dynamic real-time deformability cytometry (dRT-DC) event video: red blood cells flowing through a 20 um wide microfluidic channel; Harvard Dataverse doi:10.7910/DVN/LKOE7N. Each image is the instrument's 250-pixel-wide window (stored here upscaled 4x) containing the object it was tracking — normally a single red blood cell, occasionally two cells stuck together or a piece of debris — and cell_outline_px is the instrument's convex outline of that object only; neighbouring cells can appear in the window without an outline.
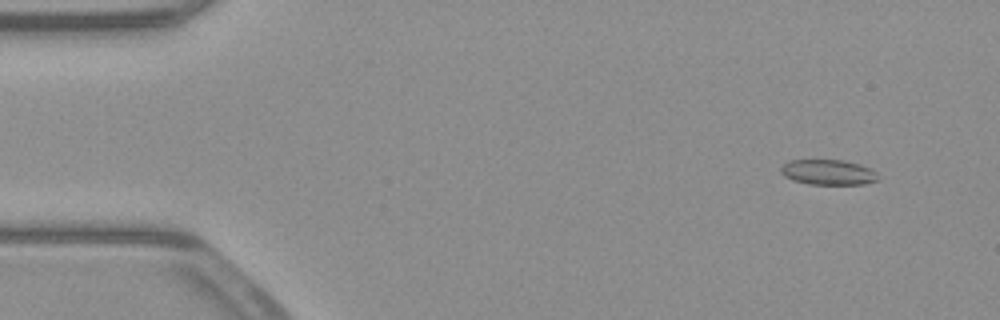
{"species": "common noctule bat (a hibernating species)", "species_latin": "Nyctalus noctula", "temperature_condition": "warm", "stored_images_in_passage": 15, "camera_frame_rate_fps": 3000, "um_per_image_px": 0.085, "animal": {"sex": "male", "body_mass_g": 23.1, "forearm_length_mm": 52.7}, "frame": {"image": 1, "passage_image": 5, "time_ms": 1.333, "image_size_px": [1000, 320], "cell_outline_px": [[880, 180], [864, 184], [808, 184], [792, 180], [784, 176], [780, 172], [780, 168], [788, 160], [844, 160], [868, 168], [876, 172]], "centroid_in_image_um": [70.37, 14.65], "position_along_channel_um": 14.6, "area_um2": 14.28}}
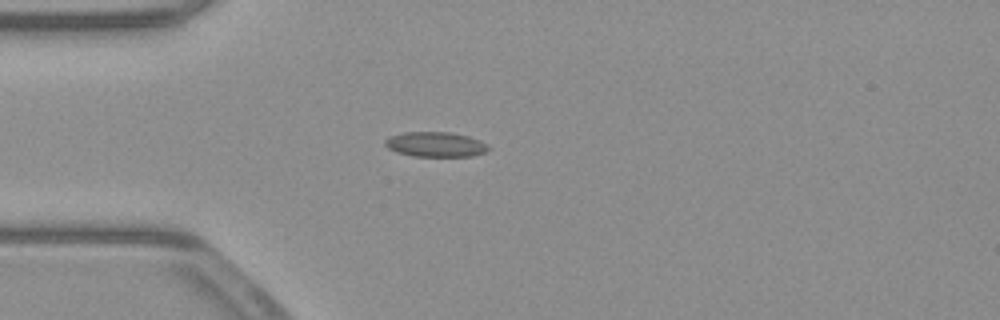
{"frame": {"image": 2, "passage_image": 15, "time_ms": 4.667, "image_size_px": [1000, 320], "cell_outline_px": [[492, 148], [484, 152], [472, 156], [412, 156], [396, 152], [388, 148], [384, 144], [384, 140], [388, 136], [404, 132], [452, 132], [468, 136], [480, 140], [488, 144]], "centroid_in_image_um": [37.02, 12.27], "position_along_channel_um": 48.0, "area_um2": 15.2}}